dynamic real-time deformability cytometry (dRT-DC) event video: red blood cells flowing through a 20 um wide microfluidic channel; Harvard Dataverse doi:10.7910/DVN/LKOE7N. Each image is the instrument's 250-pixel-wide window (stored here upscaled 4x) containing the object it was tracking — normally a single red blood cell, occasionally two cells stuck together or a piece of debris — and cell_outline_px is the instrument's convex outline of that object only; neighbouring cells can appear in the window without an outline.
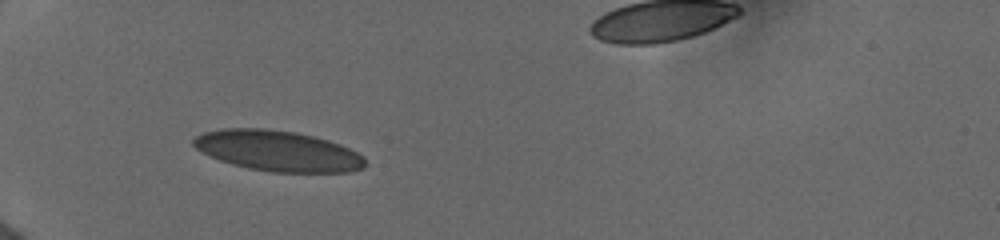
{"species": "human", "species_latin": "Homo sapiens", "temperature_condition": "cold", "stored_images_in_passage": 4, "camera_frame_rate_fps": 3000, "um_per_image_px": 0.085, "donor": {"sex": "female"}, "frame": {"image": 1, "passage_image": 3, "time_ms": 2.333, "image_size_px": [1000, 240], "cell_outline_px": [[364, 168], [348, 172], [272, 172], [248, 168], [232, 164], [220, 160], [200, 152], [192, 144], [192, 140], [196, 136], [204, 132], [224, 128], [264, 128], [296, 132], [328, 140], [340, 144], [364, 156]], "centroid_in_image_um": [23.59, 12.82], "position_along_channel_um": 61.4, "area_um2": 40.58}}